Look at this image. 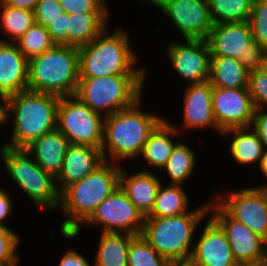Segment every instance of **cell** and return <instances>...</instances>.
Here are the masks:
<instances>
[{
	"label": "cell",
	"instance_id": "obj_1",
	"mask_svg": "<svg viewBox=\"0 0 267 266\" xmlns=\"http://www.w3.org/2000/svg\"><path fill=\"white\" fill-rule=\"evenodd\" d=\"M60 97L53 94L24 90L2 103L3 126L12 121V134L2 145L25 149L34 140L57 128Z\"/></svg>",
	"mask_w": 267,
	"mask_h": 266
},
{
	"label": "cell",
	"instance_id": "obj_2",
	"mask_svg": "<svg viewBox=\"0 0 267 266\" xmlns=\"http://www.w3.org/2000/svg\"><path fill=\"white\" fill-rule=\"evenodd\" d=\"M142 99L129 108L104 117L101 151L105 162L121 164L125 160L139 159L150 134L165 119L152 111L146 112L141 106L144 103Z\"/></svg>",
	"mask_w": 267,
	"mask_h": 266
},
{
	"label": "cell",
	"instance_id": "obj_3",
	"mask_svg": "<svg viewBox=\"0 0 267 266\" xmlns=\"http://www.w3.org/2000/svg\"><path fill=\"white\" fill-rule=\"evenodd\" d=\"M129 37L125 29L110 32L107 26L90 44L79 47L80 77L146 75V66L136 68L140 58Z\"/></svg>",
	"mask_w": 267,
	"mask_h": 266
},
{
	"label": "cell",
	"instance_id": "obj_4",
	"mask_svg": "<svg viewBox=\"0 0 267 266\" xmlns=\"http://www.w3.org/2000/svg\"><path fill=\"white\" fill-rule=\"evenodd\" d=\"M210 200L190 211L165 218L145 217L141 235L171 264L188 263L198 226L209 216ZM196 234V235H195Z\"/></svg>",
	"mask_w": 267,
	"mask_h": 266
},
{
	"label": "cell",
	"instance_id": "obj_5",
	"mask_svg": "<svg viewBox=\"0 0 267 266\" xmlns=\"http://www.w3.org/2000/svg\"><path fill=\"white\" fill-rule=\"evenodd\" d=\"M121 166L104 162L93 173L71 184L60 194L61 233H74L96 207L119 187Z\"/></svg>",
	"mask_w": 267,
	"mask_h": 266
},
{
	"label": "cell",
	"instance_id": "obj_6",
	"mask_svg": "<svg viewBox=\"0 0 267 266\" xmlns=\"http://www.w3.org/2000/svg\"><path fill=\"white\" fill-rule=\"evenodd\" d=\"M78 47L54 45L29 59L28 90L57 95H75L78 81Z\"/></svg>",
	"mask_w": 267,
	"mask_h": 266
},
{
	"label": "cell",
	"instance_id": "obj_7",
	"mask_svg": "<svg viewBox=\"0 0 267 266\" xmlns=\"http://www.w3.org/2000/svg\"><path fill=\"white\" fill-rule=\"evenodd\" d=\"M146 76L80 77L75 96L103 117L110 116L133 106L144 96Z\"/></svg>",
	"mask_w": 267,
	"mask_h": 266
},
{
	"label": "cell",
	"instance_id": "obj_8",
	"mask_svg": "<svg viewBox=\"0 0 267 266\" xmlns=\"http://www.w3.org/2000/svg\"><path fill=\"white\" fill-rule=\"evenodd\" d=\"M0 163L3 169L29 201L39 210H57L60 193L56 179L40 166L25 149H14L1 144Z\"/></svg>",
	"mask_w": 267,
	"mask_h": 266
},
{
	"label": "cell",
	"instance_id": "obj_9",
	"mask_svg": "<svg viewBox=\"0 0 267 266\" xmlns=\"http://www.w3.org/2000/svg\"><path fill=\"white\" fill-rule=\"evenodd\" d=\"M206 41L211 56L236 58L248 71L259 69L266 50L253 40L249 22L215 24Z\"/></svg>",
	"mask_w": 267,
	"mask_h": 266
},
{
	"label": "cell",
	"instance_id": "obj_10",
	"mask_svg": "<svg viewBox=\"0 0 267 266\" xmlns=\"http://www.w3.org/2000/svg\"><path fill=\"white\" fill-rule=\"evenodd\" d=\"M57 129L70 144L102 148L104 117L75 95L60 97Z\"/></svg>",
	"mask_w": 267,
	"mask_h": 266
},
{
	"label": "cell",
	"instance_id": "obj_11",
	"mask_svg": "<svg viewBox=\"0 0 267 266\" xmlns=\"http://www.w3.org/2000/svg\"><path fill=\"white\" fill-rule=\"evenodd\" d=\"M144 220V215L118 187L96 207L92 215L74 233L61 234L65 239H75L79 237L81 227L91 226L90 228H101L102 232L141 235Z\"/></svg>",
	"mask_w": 267,
	"mask_h": 266
},
{
	"label": "cell",
	"instance_id": "obj_12",
	"mask_svg": "<svg viewBox=\"0 0 267 266\" xmlns=\"http://www.w3.org/2000/svg\"><path fill=\"white\" fill-rule=\"evenodd\" d=\"M233 219L267 242V182L261 186L216 193L212 197Z\"/></svg>",
	"mask_w": 267,
	"mask_h": 266
},
{
	"label": "cell",
	"instance_id": "obj_13",
	"mask_svg": "<svg viewBox=\"0 0 267 266\" xmlns=\"http://www.w3.org/2000/svg\"><path fill=\"white\" fill-rule=\"evenodd\" d=\"M209 216L225 232L238 264L265 265L267 242L241 222L233 219L212 197Z\"/></svg>",
	"mask_w": 267,
	"mask_h": 266
},
{
	"label": "cell",
	"instance_id": "obj_14",
	"mask_svg": "<svg viewBox=\"0 0 267 266\" xmlns=\"http://www.w3.org/2000/svg\"><path fill=\"white\" fill-rule=\"evenodd\" d=\"M184 42L170 40L164 47L174 74L188 85L209 81L211 54L207 41L184 39Z\"/></svg>",
	"mask_w": 267,
	"mask_h": 266
},
{
	"label": "cell",
	"instance_id": "obj_15",
	"mask_svg": "<svg viewBox=\"0 0 267 266\" xmlns=\"http://www.w3.org/2000/svg\"><path fill=\"white\" fill-rule=\"evenodd\" d=\"M182 39L206 40L214 24L208 0H165L158 8Z\"/></svg>",
	"mask_w": 267,
	"mask_h": 266
},
{
	"label": "cell",
	"instance_id": "obj_16",
	"mask_svg": "<svg viewBox=\"0 0 267 266\" xmlns=\"http://www.w3.org/2000/svg\"><path fill=\"white\" fill-rule=\"evenodd\" d=\"M212 106L216 125L222 132L252 126L256 108L248 88L213 87Z\"/></svg>",
	"mask_w": 267,
	"mask_h": 266
},
{
	"label": "cell",
	"instance_id": "obj_17",
	"mask_svg": "<svg viewBox=\"0 0 267 266\" xmlns=\"http://www.w3.org/2000/svg\"><path fill=\"white\" fill-rule=\"evenodd\" d=\"M196 236L188 261L191 266H238L225 232L208 216Z\"/></svg>",
	"mask_w": 267,
	"mask_h": 266
},
{
	"label": "cell",
	"instance_id": "obj_18",
	"mask_svg": "<svg viewBox=\"0 0 267 266\" xmlns=\"http://www.w3.org/2000/svg\"><path fill=\"white\" fill-rule=\"evenodd\" d=\"M183 93L182 104V127H178L170 120L168 121L174 126L180 133L186 132L185 130L200 129L203 131L207 128L215 129L218 135H221L222 131L217 127L213 114L212 106V94L213 86L209 81L185 85ZM206 128V129H205Z\"/></svg>",
	"mask_w": 267,
	"mask_h": 266
},
{
	"label": "cell",
	"instance_id": "obj_19",
	"mask_svg": "<svg viewBox=\"0 0 267 266\" xmlns=\"http://www.w3.org/2000/svg\"><path fill=\"white\" fill-rule=\"evenodd\" d=\"M29 60L15 42L0 41V101L28 89Z\"/></svg>",
	"mask_w": 267,
	"mask_h": 266
},
{
	"label": "cell",
	"instance_id": "obj_20",
	"mask_svg": "<svg viewBox=\"0 0 267 266\" xmlns=\"http://www.w3.org/2000/svg\"><path fill=\"white\" fill-rule=\"evenodd\" d=\"M104 162L100 148L70 144L64 157L62 170L56 178L59 193L93 173Z\"/></svg>",
	"mask_w": 267,
	"mask_h": 266
},
{
	"label": "cell",
	"instance_id": "obj_21",
	"mask_svg": "<svg viewBox=\"0 0 267 266\" xmlns=\"http://www.w3.org/2000/svg\"><path fill=\"white\" fill-rule=\"evenodd\" d=\"M121 164L119 187L128 199L146 217L152 210L162 179L150 169H139L129 174Z\"/></svg>",
	"mask_w": 267,
	"mask_h": 266
},
{
	"label": "cell",
	"instance_id": "obj_22",
	"mask_svg": "<svg viewBox=\"0 0 267 266\" xmlns=\"http://www.w3.org/2000/svg\"><path fill=\"white\" fill-rule=\"evenodd\" d=\"M69 140L57 128L34 140L25 150L36 164L55 179L60 174Z\"/></svg>",
	"mask_w": 267,
	"mask_h": 266
},
{
	"label": "cell",
	"instance_id": "obj_23",
	"mask_svg": "<svg viewBox=\"0 0 267 266\" xmlns=\"http://www.w3.org/2000/svg\"><path fill=\"white\" fill-rule=\"evenodd\" d=\"M220 136L230 139L229 155L239 165H259L265 146L252 127L230 128L223 131Z\"/></svg>",
	"mask_w": 267,
	"mask_h": 266
},
{
	"label": "cell",
	"instance_id": "obj_24",
	"mask_svg": "<svg viewBox=\"0 0 267 266\" xmlns=\"http://www.w3.org/2000/svg\"><path fill=\"white\" fill-rule=\"evenodd\" d=\"M180 133L174 126H172L168 119H165L154 129L150 134L147 142L144 144L141 157L143 161L153 167L152 169L161 171L168 161L173 148L179 142ZM174 137V138H173Z\"/></svg>",
	"mask_w": 267,
	"mask_h": 266
},
{
	"label": "cell",
	"instance_id": "obj_25",
	"mask_svg": "<svg viewBox=\"0 0 267 266\" xmlns=\"http://www.w3.org/2000/svg\"><path fill=\"white\" fill-rule=\"evenodd\" d=\"M110 12L68 13V46L90 44L108 25Z\"/></svg>",
	"mask_w": 267,
	"mask_h": 266
},
{
	"label": "cell",
	"instance_id": "obj_26",
	"mask_svg": "<svg viewBox=\"0 0 267 266\" xmlns=\"http://www.w3.org/2000/svg\"><path fill=\"white\" fill-rule=\"evenodd\" d=\"M249 72L236 58L210 57L209 83L217 88H248Z\"/></svg>",
	"mask_w": 267,
	"mask_h": 266
},
{
	"label": "cell",
	"instance_id": "obj_27",
	"mask_svg": "<svg viewBox=\"0 0 267 266\" xmlns=\"http://www.w3.org/2000/svg\"><path fill=\"white\" fill-rule=\"evenodd\" d=\"M135 235L101 232L93 266H128L130 241Z\"/></svg>",
	"mask_w": 267,
	"mask_h": 266
},
{
	"label": "cell",
	"instance_id": "obj_28",
	"mask_svg": "<svg viewBox=\"0 0 267 266\" xmlns=\"http://www.w3.org/2000/svg\"><path fill=\"white\" fill-rule=\"evenodd\" d=\"M184 188L162 181L153 208L146 217L165 218L189 212L190 200Z\"/></svg>",
	"mask_w": 267,
	"mask_h": 266
},
{
	"label": "cell",
	"instance_id": "obj_29",
	"mask_svg": "<svg viewBox=\"0 0 267 266\" xmlns=\"http://www.w3.org/2000/svg\"><path fill=\"white\" fill-rule=\"evenodd\" d=\"M196 154L183 140H180L160 172L166 173L169 184L183 185L193 177L196 165ZM187 180V181H186Z\"/></svg>",
	"mask_w": 267,
	"mask_h": 266
},
{
	"label": "cell",
	"instance_id": "obj_30",
	"mask_svg": "<svg viewBox=\"0 0 267 266\" xmlns=\"http://www.w3.org/2000/svg\"><path fill=\"white\" fill-rule=\"evenodd\" d=\"M35 23L34 12L5 5L0 0V41L15 42ZM4 32V33H3Z\"/></svg>",
	"mask_w": 267,
	"mask_h": 266
},
{
	"label": "cell",
	"instance_id": "obj_31",
	"mask_svg": "<svg viewBox=\"0 0 267 266\" xmlns=\"http://www.w3.org/2000/svg\"><path fill=\"white\" fill-rule=\"evenodd\" d=\"M213 24L249 22L253 0H208Z\"/></svg>",
	"mask_w": 267,
	"mask_h": 266
},
{
	"label": "cell",
	"instance_id": "obj_32",
	"mask_svg": "<svg viewBox=\"0 0 267 266\" xmlns=\"http://www.w3.org/2000/svg\"><path fill=\"white\" fill-rule=\"evenodd\" d=\"M15 43L28 60L41 55L55 45L51 40L47 27L37 23H34Z\"/></svg>",
	"mask_w": 267,
	"mask_h": 266
},
{
	"label": "cell",
	"instance_id": "obj_33",
	"mask_svg": "<svg viewBox=\"0 0 267 266\" xmlns=\"http://www.w3.org/2000/svg\"><path fill=\"white\" fill-rule=\"evenodd\" d=\"M128 266H170L171 263L161 256L142 235H135L130 241Z\"/></svg>",
	"mask_w": 267,
	"mask_h": 266
},
{
	"label": "cell",
	"instance_id": "obj_34",
	"mask_svg": "<svg viewBox=\"0 0 267 266\" xmlns=\"http://www.w3.org/2000/svg\"><path fill=\"white\" fill-rule=\"evenodd\" d=\"M19 233L10 227L0 225V263L5 266H19L21 255L19 253Z\"/></svg>",
	"mask_w": 267,
	"mask_h": 266
},
{
	"label": "cell",
	"instance_id": "obj_35",
	"mask_svg": "<svg viewBox=\"0 0 267 266\" xmlns=\"http://www.w3.org/2000/svg\"><path fill=\"white\" fill-rule=\"evenodd\" d=\"M249 24L253 40L267 49V3L253 0Z\"/></svg>",
	"mask_w": 267,
	"mask_h": 266
},
{
	"label": "cell",
	"instance_id": "obj_36",
	"mask_svg": "<svg viewBox=\"0 0 267 266\" xmlns=\"http://www.w3.org/2000/svg\"><path fill=\"white\" fill-rule=\"evenodd\" d=\"M248 89L256 109H267V76L258 70L249 72Z\"/></svg>",
	"mask_w": 267,
	"mask_h": 266
},
{
	"label": "cell",
	"instance_id": "obj_37",
	"mask_svg": "<svg viewBox=\"0 0 267 266\" xmlns=\"http://www.w3.org/2000/svg\"><path fill=\"white\" fill-rule=\"evenodd\" d=\"M65 13L58 0H40L34 10L35 23L47 27Z\"/></svg>",
	"mask_w": 267,
	"mask_h": 266
},
{
	"label": "cell",
	"instance_id": "obj_38",
	"mask_svg": "<svg viewBox=\"0 0 267 266\" xmlns=\"http://www.w3.org/2000/svg\"><path fill=\"white\" fill-rule=\"evenodd\" d=\"M66 13L110 12L107 0H58Z\"/></svg>",
	"mask_w": 267,
	"mask_h": 266
},
{
	"label": "cell",
	"instance_id": "obj_39",
	"mask_svg": "<svg viewBox=\"0 0 267 266\" xmlns=\"http://www.w3.org/2000/svg\"><path fill=\"white\" fill-rule=\"evenodd\" d=\"M47 30L55 45L68 46V13H63L56 20L52 21Z\"/></svg>",
	"mask_w": 267,
	"mask_h": 266
},
{
	"label": "cell",
	"instance_id": "obj_40",
	"mask_svg": "<svg viewBox=\"0 0 267 266\" xmlns=\"http://www.w3.org/2000/svg\"><path fill=\"white\" fill-rule=\"evenodd\" d=\"M267 149V109H256L251 126Z\"/></svg>",
	"mask_w": 267,
	"mask_h": 266
},
{
	"label": "cell",
	"instance_id": "obj_41",
	"mask_svg": "<svg viewBox=\"0 0 267 266\" xmlns=\"http://www.w3.org/2000/svg\"><path fill=\"white\" fill-rule=\"evenodd\" d=\"M60 261L57 266H92L83 254L75 248H68L66 252L61 254Z\"/></svg>",
	"mask_w": 267,
	"mask_h": 266
},
{
	"label": "cell",
	"instance_id": "obj_42",
	"mask_svg": "<svg viewBox=\"0 0 267 266\" xmlns=\"http://www.w3.org/2000/svg\"><path fill=\"white\" fill-rule=\"evenodd\" d=\"M13 199L14 198L9 194L6 188L0 193V225L9 227L5 221L9 219L13 211Z\"/></svg>",
	"mask_w": 267,
	"mask_h": 266
},
{
	"label": "cell",
	"instance_id": "obj_43",
	"mask_svg": "<svg viewBox=\"0 0 267 266\" xmlns=\"http://www.w3.org/2000/svg\"><path fill=\"white\" fill-rule=\"evenodd\" d=\"M5 5L15 7V8H21V9H27L30 11L35 10L37 3L40 0H1Z\"/></svg>",
	"mask_w": 267,
	"mask_h": 266
},
{
	"label": "cell",
	"instance_id": "obj_44",
	"mask_svg": "<svg viewBox=\"0 0 267 266\" xmlns=\"http://www.w3.org/2000/svg\"><path fill=\"white\" fill-rule=\"evenodd\" d=\"M257 167H259V172L263 175L264 180L267 181V149H265L264 154L262 155L260 163Z\"/></svg>",
	"mask_w": 267,
	"mask_h": 266
},
{
	"label": "cell",
	"instance_id": "obj_45",
	"mask_svg": "<svg viewBox=\"0 0 267 266\" xmlns=\"http://www.w3.org/2000/svg\"><path fill=\"white\" fill-rule=\"evenodd\" d=\"M258 71L267 76V49L263 53Z\"/></svg>",
	"mask_w": 267,
	"mask_h": 266
},
{
	"label": "cell",
	"instance_id": "obj_46",
	"mask_svg": "<svg viewBox=\"0 0 267 266\" xmlns=\"http://www.w3.org/2000/svg\"><path fill=\"white\" fill-rule=\"evenodd\" d=\"M139 1L146 2V3L148 2V4L151 3L152 6L159 8L164 3L165 0H139Z\"/></svg>",
	"mask_w": 267,
	"mask_h": 266
},
{
	"label": "cell",
	"instance_id": "obj_47",
	"mask_svg": "<svg viewBox=\"0 0 267 266\" xmlns=\"http://www.w3.org/2000/svg\"><path fill=\"white\" fill-rule=\"evenodd\" d=\"M0 127H3V120H2V102L0 101Z\"/></svg>",
	"mask_w": 267,
	"mask_h": 266
},
{
	"label": "cell",
	"instance_id": "obj_48",
	"mask_svg": "<svg viewBox=\"0 0 267 266\" xmlns=\"http://www.w3.org/2000/svg\"><path fill=\"white\" fill-rule=\"evenodd\" d=\"M170 266H191L188 263H176V264H171Z\"/></svg>",
	"mask_w": 267,
	"mask_h": 266
},
{
	"label": "cell",
	"instance_id": "obj_49",
	"mask_svg": "<svg viewBox=\"0 0 267 266\" xmlns=\"http://www.w3.org/2000/svg\"><path fill=\"white\" fill-rule=\"evenodd\" d=\"M238 266H265V265H245V264H239Z\"/></svg>",
	"mask_w": 267,
	"mask_h": 266
},
{
	"label": "cell",
	"instance_id": "obj_50",
	"mask_svg": "<svg viewBox=\"0 0 267 266\" xmlns=\"http://www.w3.org/2000/svg\"><path fill=\"white\" fill-rule=\"evenodd\" d=\"M4 189H5V187H4V188L1 187V188H0V193H1Z\"/></svg>",
	"mask_w": 267,
	"mask_h": 266
}]
</instances>
